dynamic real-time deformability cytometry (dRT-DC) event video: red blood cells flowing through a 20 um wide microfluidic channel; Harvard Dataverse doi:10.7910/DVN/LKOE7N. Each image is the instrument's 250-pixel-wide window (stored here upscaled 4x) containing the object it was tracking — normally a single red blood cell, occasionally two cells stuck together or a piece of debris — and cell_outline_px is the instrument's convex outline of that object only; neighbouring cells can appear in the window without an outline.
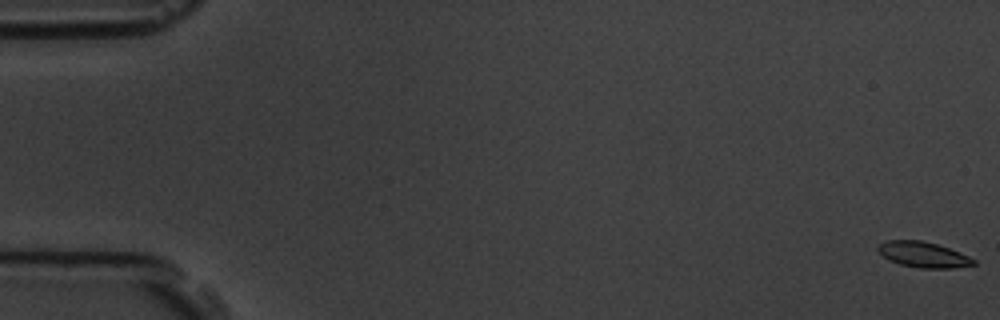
{"species": "common noctule bat (a hibernating species)", "species_latin": "Nyctalus noctula", "temperature_condition": "room temperature", "stored_images_in_passage": 7, "camera_frame_rate_fps": 3000, "um_per_image_px": 0.085, "animal": {"sex": "male", "body_mass_g": 19.5, "forearm_length_mm": 54.6}, "frame": {"image": 1, "passage_image": 1, "time_ms": 0.0, "image_size_px": [1000, 320], "cell_outline_px": [[976, 264], [952, 268], [920, 268], [900, 264], [888, 260], [876, 248], [884, 240], [920, 240], [936, 244], [960, 252], [976, 260]], "centroid_in_image_um": [78.47, 21.64], "position_along_channel_um": 6.5, "area_um2": 14.16}}
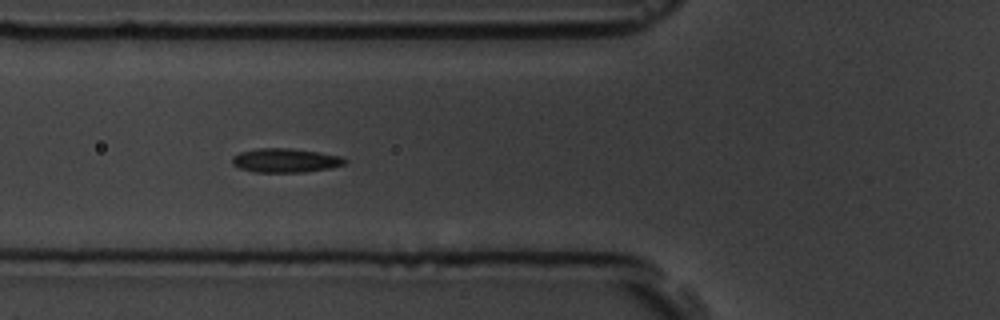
{"frame": {"image": 2, "passage_image": 6, "time_ms": 6.667, "image_size_px": [1000, 320], "cell_outline_px": [[348, 160], [344, 164], [332, 168], [304, 172], [256, 172], [240, 168], [232, 164], [232, 156], [240, 152], [256, 148], [292, 148], [320, 152], [344, 156]], "centroid_in_image_um": [24.3, 13.62], "position_along_channel_um": 101.5, "area_um2": 16.01}}
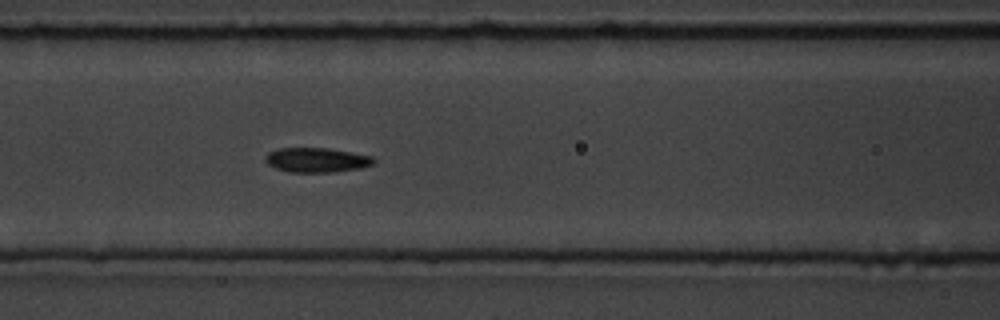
{"frame": {"image": 3, "passage_image": 7, "time_ms": 7.667, "image_size_px": [1000, 320], "cell_outline_px": [[376, 160], [372, 164], [360, 168], [336, 172], [288, 172], [276, 168], [268, 164], [264, 160], [264, 156], [268, 152], [276, 148], [328, 148], [372, 156]], "centroid_in_image_um": [26.88, 13.6], "position_along_channel_um": 139.7, "area_um2": 15.61}}